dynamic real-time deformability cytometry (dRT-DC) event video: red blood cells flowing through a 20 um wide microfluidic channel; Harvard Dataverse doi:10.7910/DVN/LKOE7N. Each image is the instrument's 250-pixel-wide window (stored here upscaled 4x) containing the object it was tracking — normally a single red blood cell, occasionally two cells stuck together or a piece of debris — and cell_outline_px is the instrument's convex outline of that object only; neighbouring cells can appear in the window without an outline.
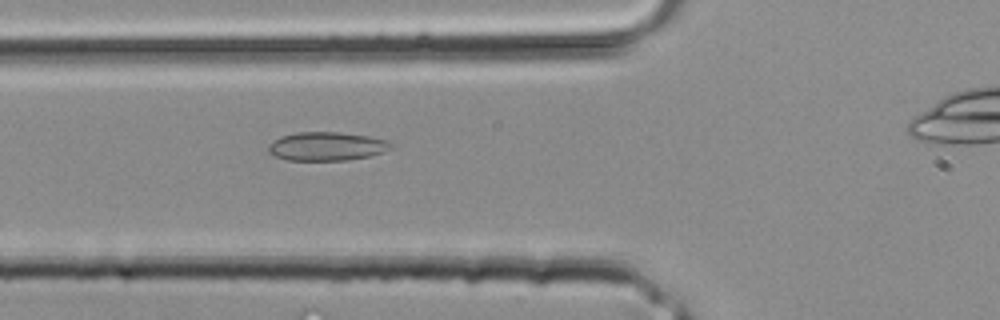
{"species": "common noctule bat (a hibernating species)", "species_latin": "Nyctalus noctula", "temperature_condition": "room temperature", "stored_images_in_passage": 21, "camera_frame_rate_fps": 3000, "um_per_image_px": 0.085, "animal": {"sex": "male", "body_mass_g": 20.4}, "frame": {"image": 1, "passage_image": 3, "time_ms": 0.667, "image_size_px": [1000, 320], "cell_outline_px": [[396, 144], [392, 148], [384, 152], [368, 156], [348, 160], [288, 160], [276, 156], [268, 152], [268, 144], [272, 140], [280, 136], [296, 132], [340, 132], [368, 136], [384, 140]], "centroid_in_image_um": [27.76, 12.43], "position_along_channel_um": 98.0, "area_um2": 20.58}}
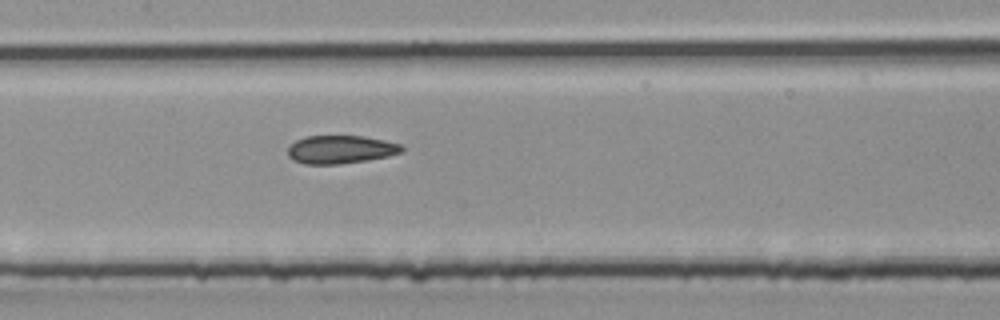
{"frame": {"image": 2, "passage_image": 7, "time_ms": 2.0, "image_size_px": [1000, 320], "cell_outline_px": [[404, 152], [388, 156], [368, 160], [340, 164], [304, 164], [292, 160], [288, 156], [288, 148], [296, 140], [304, 136], [364, 136], [384, 140], [400, 144], [404, 148]], "centroid_in_image_um": [28.95, 12.71], "position_along_channel_um": 178.4, "area_um2": 18.84}}
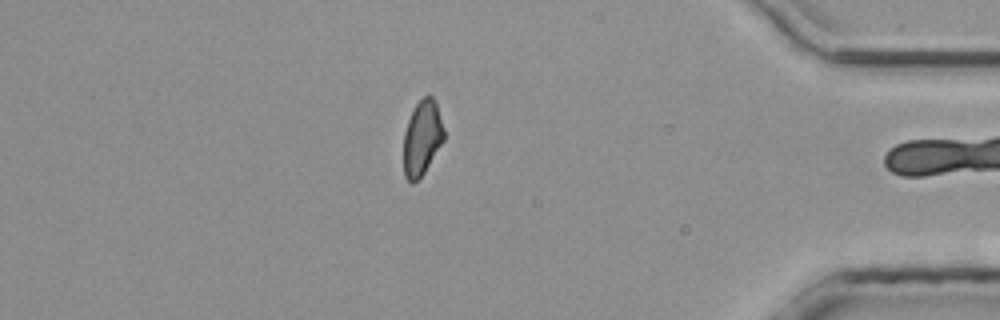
{"frame": {"image": 3, "passage_image": 20, "time_ms": 6.333, "image_size_px": [1000, 320], "cell_outline_px": [[444, 140], [424, 172], [412, 184], [404, 176], [404, 132], [408, 120], [416, 104], [428, 92], [432, 96], [436, 104], [444, 128]], "centroid_in_image_um": [35.88, 11.7], "position_along_channel_um": 399.3, "area_um2": 17.46}}